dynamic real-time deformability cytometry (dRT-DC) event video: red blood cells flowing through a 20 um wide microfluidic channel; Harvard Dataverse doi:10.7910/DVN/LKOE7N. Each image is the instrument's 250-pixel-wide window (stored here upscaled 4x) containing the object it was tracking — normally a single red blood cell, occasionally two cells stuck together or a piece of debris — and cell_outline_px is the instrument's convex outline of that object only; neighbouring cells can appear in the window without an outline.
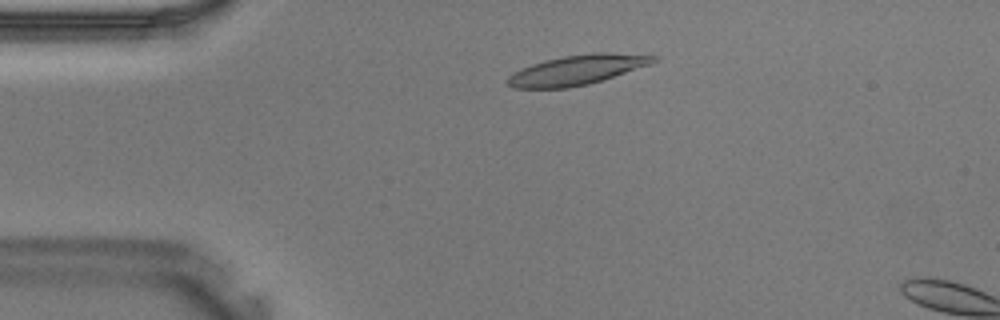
{"species": "Egyptian fruit bat (a non-hibernating species)", "species_latin": "Rousettus aegyptiacus", "temperature_condition": "warm", "stored_images_in_passage": 3, "camera_frame_rate_fps": 3000, "um_per_image_px": 0.085, "animal": {"sex": "male"}, "frame": {"image": 1, "passage_image": 1, "time_ms": 0.0, "image_size_px": [1000, 320], "cell_outline_px": [[660, 56], [652, 64], [588, 84], [568, 88], [516, 88], [508, 84], [508, 76], [532, 64], [564, 56], [592, 52], [608, 52]], "centroid_in_image_um": [49.11, 5.93], "position_along_channel_um": 35.9, "area_um2": 24.91}}